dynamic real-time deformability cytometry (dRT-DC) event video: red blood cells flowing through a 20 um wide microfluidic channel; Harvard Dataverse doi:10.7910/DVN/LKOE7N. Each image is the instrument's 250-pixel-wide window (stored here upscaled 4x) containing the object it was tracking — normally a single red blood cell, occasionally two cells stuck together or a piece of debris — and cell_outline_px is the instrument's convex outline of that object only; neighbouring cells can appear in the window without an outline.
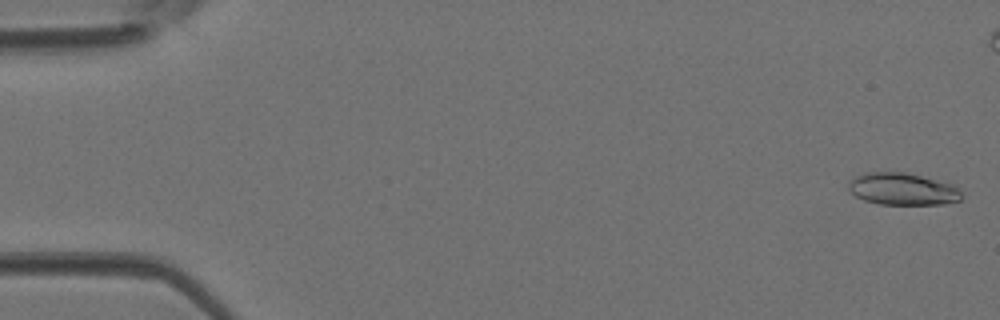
{"species": "Egyptian fruit bat (a non-hibernating species)", "species_latin": "Rousettus aegyptiacus", "temperature_condition": "room temperature", "stored_images_in_passage": 39, "camera_frame_rate_fps": 3000, "um_per_image_px": 0.085, "animal": {"sex": "female"}, "frame": {"image": 1, "passage_image": 1, "time_ms": 0.0, "image_size_px": [1000, 320], "cell_outline_px": [[964, 196], [960, 200], [944, 204], [880, 204], [864, 200], [856, 196], [848, 188], [848, 180], [864, 172], [904, 172], [952, 184], [960, 188]], "centroid_in_image_um": [76.73, 16.07], "position_along_channel_um": 8.3, "area_um2": 21.21}}